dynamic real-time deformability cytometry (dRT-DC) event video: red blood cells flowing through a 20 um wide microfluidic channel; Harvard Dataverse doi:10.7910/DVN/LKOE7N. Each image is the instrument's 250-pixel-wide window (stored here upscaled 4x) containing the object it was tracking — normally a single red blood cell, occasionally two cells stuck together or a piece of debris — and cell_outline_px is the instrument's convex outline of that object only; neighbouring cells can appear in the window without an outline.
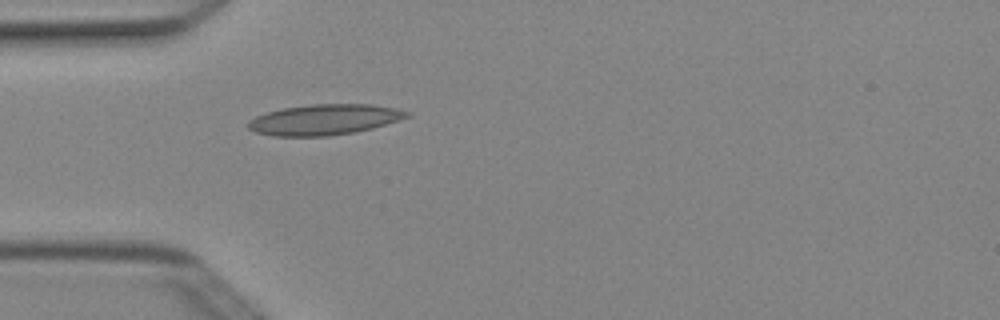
{"species": "Egyptian fruit bat (a non-hibernating species)", "species_latin": "Rousettus aegyptiacus", "temperature_condition": "cold", "stored_images_in_passage": 4, "camera_frame_rate_fps": 3000, "um_per_image_px": 0.085, "animal": {"sex": "female"}, "frame": {"image": 1, "passage_image": 4, "time_ms": 1.0, "image_size_px": [1000, 320], "cell_outline_px": [[412, 112], [408, 116], [372, 128], [352, 132], [328, 136], [272, 136], [256, 132], [248, 128], [248, 120], [256, 116], [268, 112], [284, 108], [312, 104], [372, 104], [396, 108]], "centroid_in_image_um": [27.55, 10.16], "position_along_channel_um": 57.5, "area_um2": 28.03}}